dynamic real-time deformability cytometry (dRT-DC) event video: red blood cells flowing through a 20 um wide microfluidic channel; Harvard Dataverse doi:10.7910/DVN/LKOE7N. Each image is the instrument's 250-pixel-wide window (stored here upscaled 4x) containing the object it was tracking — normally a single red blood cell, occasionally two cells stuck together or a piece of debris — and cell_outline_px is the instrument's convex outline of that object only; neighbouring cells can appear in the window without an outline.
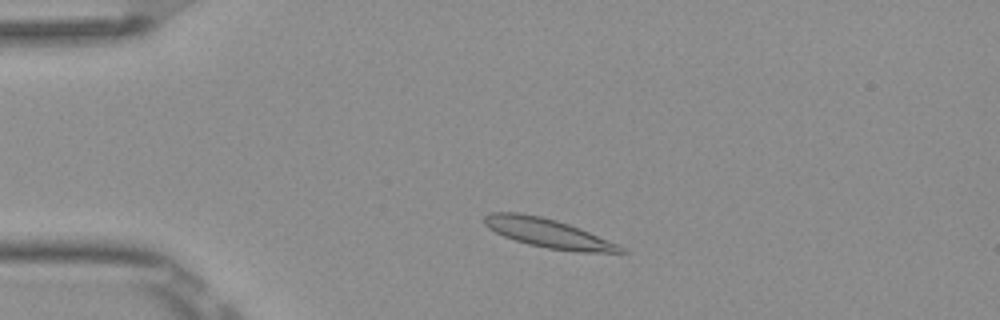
{"species": "Egyptian fruit bat (a non-hibernating species)", "species_latin": "Rousettus aegyptiacus", "temperature_condition": "room temperature", "stored_images_in_passage": 48, "camera_frame_rate_fps": 3000, "um_per_image_px": 0.085, "frame": {"image": 1, "passage_image": 7, "time_ms": 2.0, "image_size_px": [1000, 320], "cell_outline_px": [[628, 252], [576, 252], [548, 248], [528, 244], [504, 236], [488, 228], [484, 224], [484, 216], [492, 212], [520, 212], [540, 216], [556, 220], [580, 228], [620, 244]], "centroid_in_image_um": [46.61, 19.81], "position_along_channel_um": 38.4, "area_um2": 23.0}}
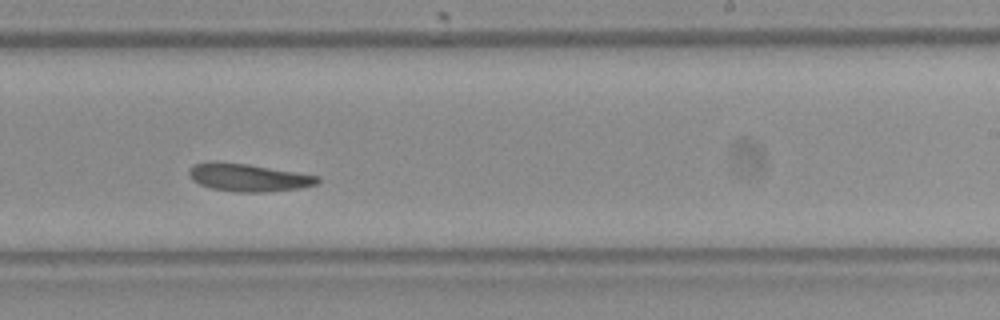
{"frame": {"image": 2, "passage_image": 28, "time_ms": 9.0, "image_size_px": [1000, 320], "cell_outline_px": [[320, 180], [316, 184], [300, 188], [264, 192], [236, 192], [212, 188], [200, 184], [192, 180], [188, 172], [192, 164], [208, 160], [220, 160], [248, 164], [320, 176]], "centroid_in_image_um": [21.05, 15.06], "position_along_channel_um": 267.9, "area_um2": 21.04}}
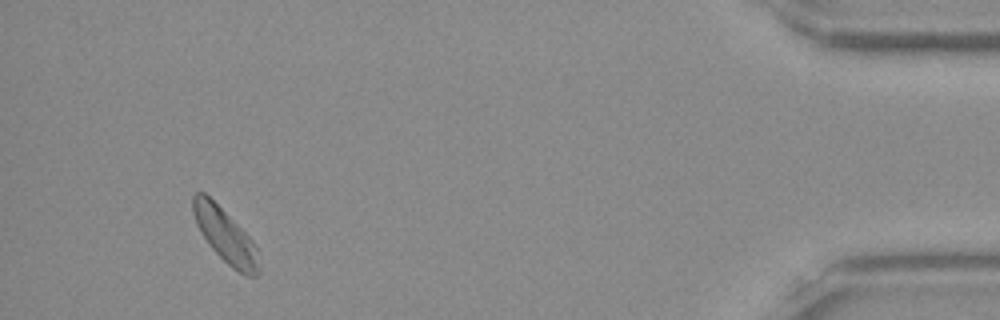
{"frame": {"image": 3, "passage_image": 45, "time_ms": 14.667, "image_size_px": [1000, 320], "cell_outline_px": [[260, 272], [256, 276], [244, 276], [232, 268], [208, 244], [196, 224], [192, 212], [192, 196], [196, 192], [204, 192], [256, 244], [260, 268]], "centroid_in_image_um": [19.15, 20.06], "position_along_channel_um": 416.1, "area_um2": 20.4}, "authors_computed_cell_mechanics": {"area_um2": 21.1259, "velocity_mm_per_s": 3.8018, "shape_relaxation_time_tau1_ms": 4.9747, "shape_relaxation_time_tau2_ms": 2.8392, "deformation_change_tau1": 0.1241, "deformation_change_tau2": 0.0884}}